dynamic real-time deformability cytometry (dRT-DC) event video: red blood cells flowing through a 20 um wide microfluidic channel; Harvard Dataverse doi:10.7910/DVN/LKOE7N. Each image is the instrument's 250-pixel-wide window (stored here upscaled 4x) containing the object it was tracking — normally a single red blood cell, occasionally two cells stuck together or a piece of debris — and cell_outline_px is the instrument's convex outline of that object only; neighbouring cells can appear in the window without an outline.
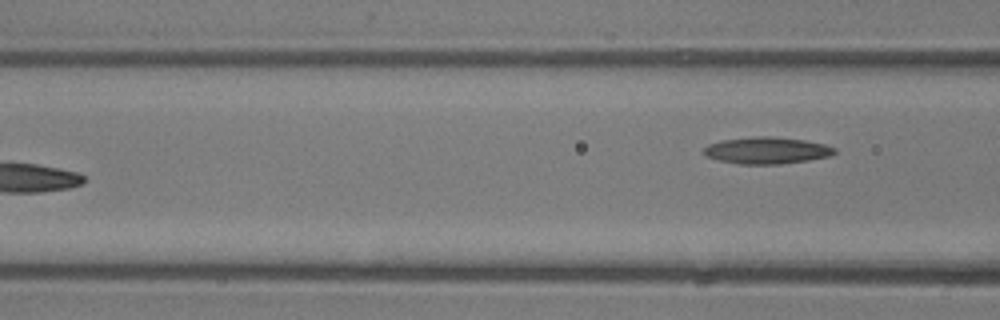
{"species": "common noctule bat (a hibernating species)", "species_latin": "Nyctalus noctula", "temperature_condition": "room temperature", "stored_images_in_passage": 6, "camera_frame_rate_fps": 3000, "um_per_image_px": 0.085, "animal": {"sex": "male", "body_mass_g": 13.3}, "frame": {"image": 1, "passage_image": 6, "time_ms": 6.0, "image_size_px": [1000, 320], "cell_outline_px": [[836, 152], [832, 156], [808, 160], [780, 164], [740, 164], [720, 160], [704, 156], [704, 148], [708, 144], [720, 140], [756, 136], [772, 136], [804, 140], [824, 144], [836, 148]], "centroid_in_image_um": [65.18, 12.78], "position_along_channel_um": 101.4, "area_um2": 20.46}}